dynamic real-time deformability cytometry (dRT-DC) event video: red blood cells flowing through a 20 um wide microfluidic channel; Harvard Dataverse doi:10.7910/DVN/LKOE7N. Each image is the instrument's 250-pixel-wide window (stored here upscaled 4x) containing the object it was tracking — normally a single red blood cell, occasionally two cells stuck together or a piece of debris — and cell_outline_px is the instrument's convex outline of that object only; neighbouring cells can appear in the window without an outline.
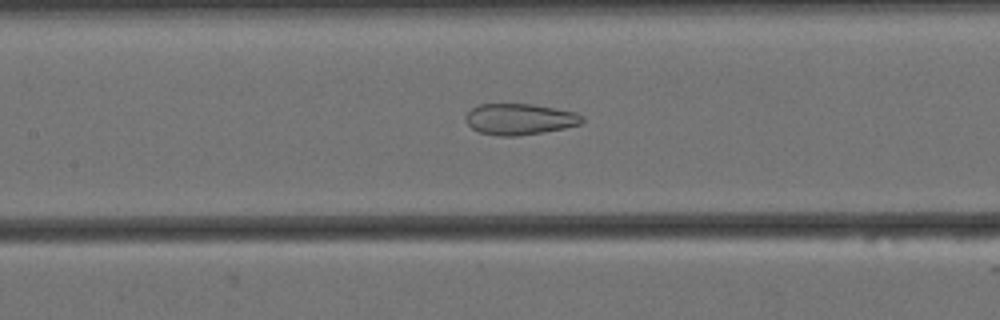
{"species": "Egyptian fruit bat (a non-hibernating species)", "species_latin": "Rousettus aegyptiacus", "temperature_condition": "cold", "stored_images_in_passage": 44, "camera_frame_rate_fps": 3000, "um_per_image_px": 0.085, "animal": {"sex": "female"}, "frame": {"image": 1, "passage_image": 12, "time_ms": 3.667, "image_size_px": [1000, 320], "cell_outline_px": [[584, 120], [580, 124], [564, 128], [544, 132], [516, 136], [500, 136], [480, 132], [472, 128], [464, 120], [464, 116], [472, 108], [480, 104], [532, 104], [556, 108], [576, 112], [584, 116]], "centroid_in_image_um": [44.18, 10.12], "position_along_channel_um": 163.2, "area_um2": 21.21}}
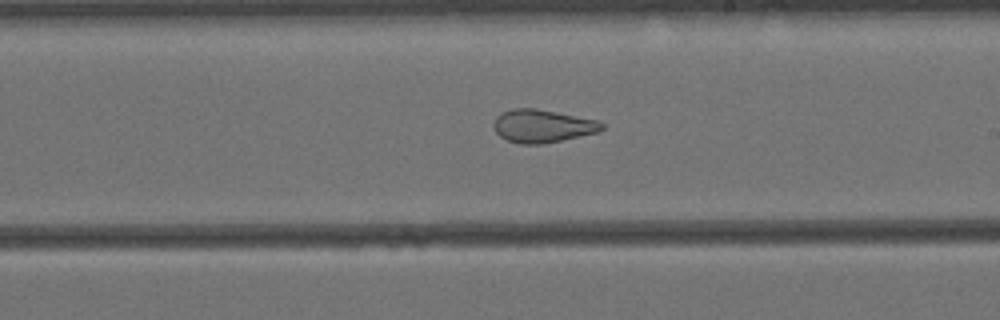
{"frame": {"image": 2, "passage_image": 19, "time_ms": 6.0, "image_size_px": [1000, 320], "cell_outline_px": [[604, 128], [596, 132], [560, 140], [540, 144], [520, 144], [508, 140], [500, 136], [496, 132], [492, 124], [496, 116], [512, 108], [536, 108], [600, 120], [604, 124]], "centroid_in_image_um": [46.1, 10.69], "position_along_channel_um": 242.9, "area_um2": 20.69}}
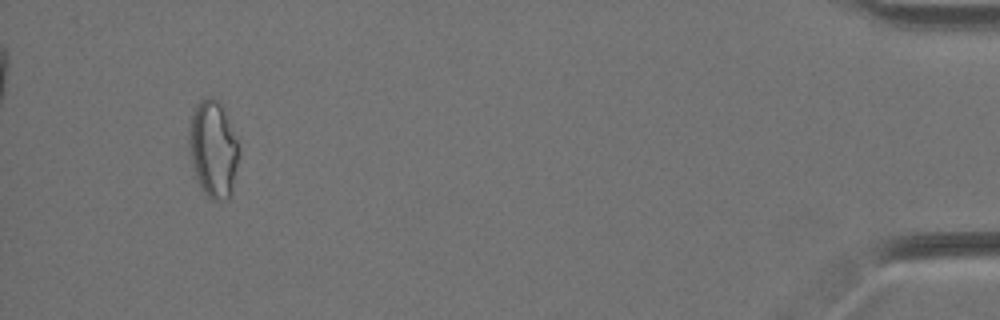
{"frame": {"image": 3, "passage_image": 41, "time_ms": 13.333, "image_size_px": [1000, 320], "cell_outline_px": [[240, 152], [232, 196], [228, 200], [212, 200], [208, 196], [200, 184], [196, 176], [192, 160], [188, 136], [188, 132], [192, 116], [196, 104], [200, 100], [208, 96], [212, 96], [220, 104], [240, 144]], "centroid_in_image_um": [18.17, 12.69], "position_along_channel_um": 417.0, "area_um2": 28.09}, "authors_computed_cell_mechanics": {"area_um2": 23.9003, "velocity_mm_per_s": 3.4343, "shape_relaxation_time_tau1_ms": null, "shape_relaxation_time_tau2_ms": 2.573, "deformation_change_tau1": null, "deformation_change_tau2": 0.103}}